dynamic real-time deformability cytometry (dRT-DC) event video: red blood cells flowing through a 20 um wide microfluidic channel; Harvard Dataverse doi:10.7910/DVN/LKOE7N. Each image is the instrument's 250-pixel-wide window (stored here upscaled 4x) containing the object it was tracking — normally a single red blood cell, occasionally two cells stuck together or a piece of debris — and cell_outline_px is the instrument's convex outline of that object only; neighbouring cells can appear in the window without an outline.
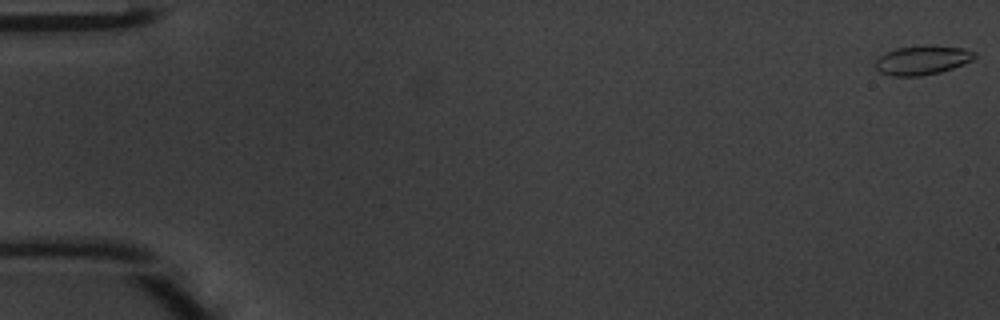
{"species": "common noctule bat (a hibernating species)", "species_latin": "Nyctalus noctula", "temperature_condition": "warm", "stored_images_in_passage": 48, "camera_frame_rate_fps": 3000, "um_per_image_px": 0.085, "animal": {"sex": "male", "body_mass_g": 20.1, "forearm_length_mm": 53.5}, "frame": {"image": 1, "passage_image": 1, "time_ms": 0.0, "image_size_px": [1000, 320], "cell_outline_px": [[976, 56], [972, 60], [964, 64], [940, 72], [920, 76], [892, 76], [880, 72], [876, 68], [876, 60], [884, 52], [896, 48], [924, 44], [928, 44], [964, 48], [976, 52]], "centroid_in_image_um": [78.4, 5.09], "position_along_channel_um": 6.6, "area_um2": 17.11}}
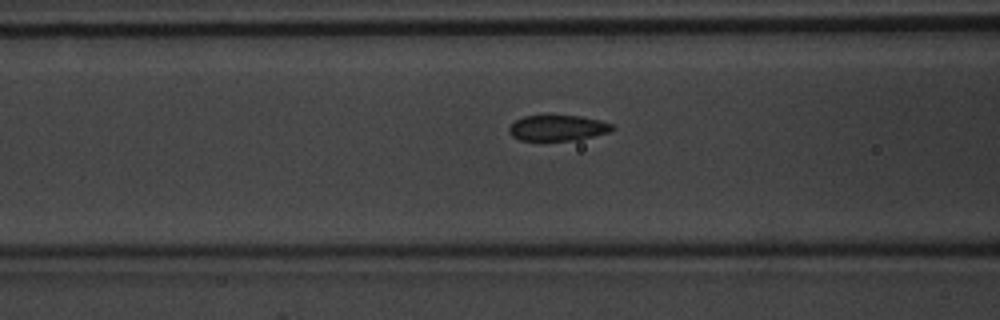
{"frame": {"image": 2, "passage_image": 20, "time_ms": 6.333, "image_size_px": [1000, 320], "cell_outline_px": [[616, 128], [608, 132], [576, 140], [520, 140], [512, 136], [508, 132], [508, 128], [516, 120], [524, 116], [580, 116], [600, 120], [612, 124]], "centroid_in_image_um": [47.4, 10.87], "position_along_channel_um": 119.2, "area_um2": 15.26}}
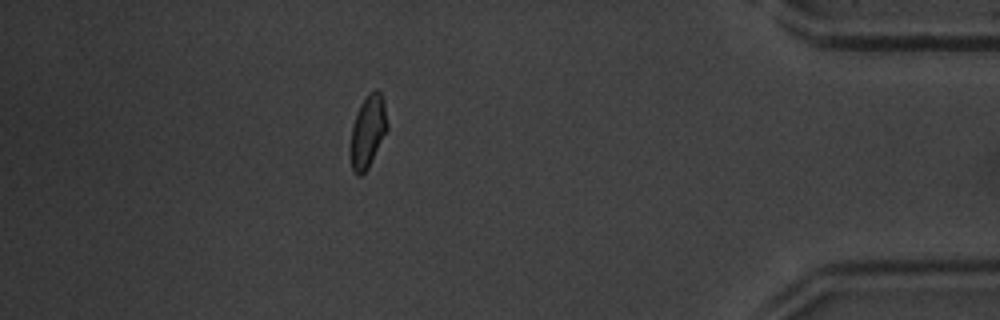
{"frame": {"image": 3, "passage_image": 43, "time_ms": 14.0, "image_size_px": [1000, 320], "cell_outline_px": [[388, 128], [368, 168], [360, 176], [356, 176], [352, 172], [348, 152], [352, 128], [360, 104], [368, 92], [376, 88], [380, 92], [384, 100], [388, 124]], "centroid_in_image_um": [31.24, 11.2], "position_along_channel_um": 404.0, "area_um2": 15.9}, "authors_computed_cell_mechanics": {"area_um2": 16.2707, "velocity_mm_per_s": 4.2488, "shape_relaxation_time_tau1_ms": 3.6094, "shape_relaxation_time_tau2_ms": 0.6818, "deformation_change_tau1": 0.1149, "deformation_change_tau2": 0.0646}}